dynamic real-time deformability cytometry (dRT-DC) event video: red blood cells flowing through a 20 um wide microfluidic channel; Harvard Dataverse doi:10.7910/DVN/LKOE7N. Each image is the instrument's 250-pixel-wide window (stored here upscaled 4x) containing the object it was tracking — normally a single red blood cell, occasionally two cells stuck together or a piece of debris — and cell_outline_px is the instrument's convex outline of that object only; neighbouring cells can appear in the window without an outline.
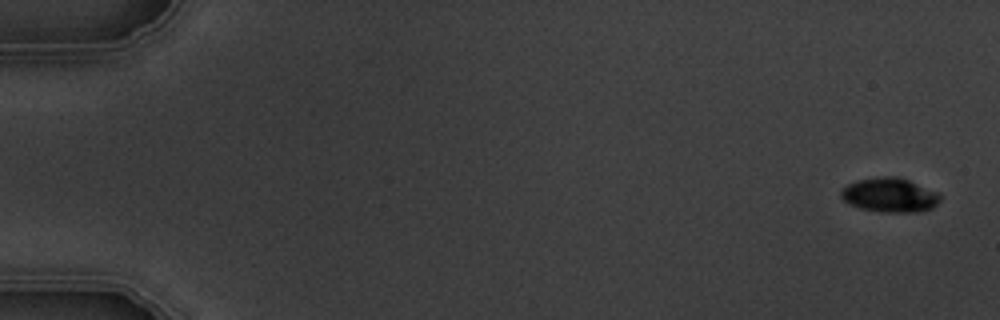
{"species": "common noctule bat (a hibernating species)", "species_latin": "Nyctalus noctula", "temperature_condition": "warm", "stored_images_in_passage": 9, "camera_frame_rate_fps": 3000, "um_per_image_px": 0.085, "animal": {"sex": "male", "body_mass_g": 19.5, "forearm_length_mm": 54.6}, "frame": {"image": 1, "passage_image": 1, "time_ms": 0.0, "image_size_px": [1000, 320], "cell_outline_px": [[940, 200], [932, 208], [920, 212], [880, 212], [860, 208], [848, 204], [840, 196], [840, 192], [848, 184], [856, 180], [880, 176], [896, 176], [908, 180], [940, 192]], "centroid_in_image_um": [75.63, 16.58], "position_along_channel_um": 9.4, "area_um2": 20.0}}
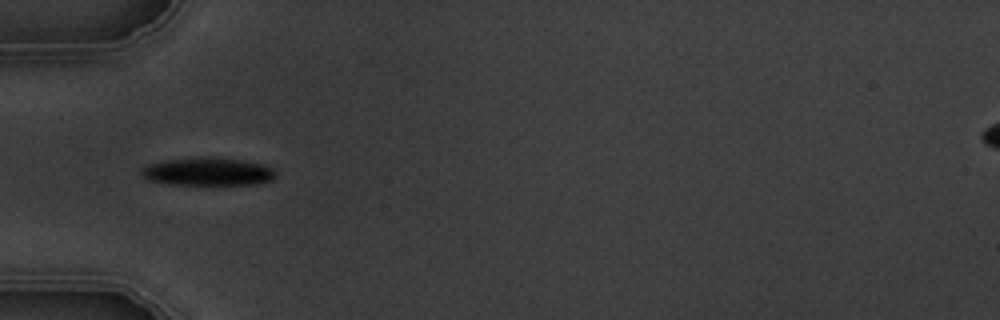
{"frame": {"image": 2, "passage_image": 6, "time_ms": 5.667, "image_size_px": [1000, 320], "cell_outline_px": [[276, 176], [272, 180], [260, 184], [216, 188], [172, 184], [148, 180], [140, 172], [140, 168], [148, 164], [164, 160], [208, 156], [212, 156], [244, 160], [276, 168]], "centroid_in_image_um": [17.74, 14.64], "position_along_channel_um": 67.3, "area_um2": 23.41}}
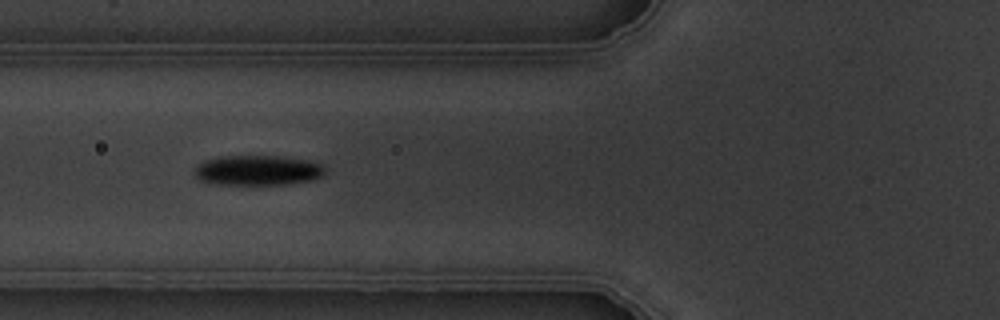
{"frame": {"image": 3, "passage_image": 7, "time_ms": 6.667, "image_size_px": [1000, 320], "cell_outline_px": [[324, 172], [320, 176], [312, 180], [284, 184], [220, 184], [200, 180], [192, 172], [196, 164], [204, 160], [220, 156], [276, 156], [308, 160], [324, 164]], "centroid_in_image_um": [21.86, 14.46], "position_along_channel_um": 103.9, "area_um2": 22.83}}